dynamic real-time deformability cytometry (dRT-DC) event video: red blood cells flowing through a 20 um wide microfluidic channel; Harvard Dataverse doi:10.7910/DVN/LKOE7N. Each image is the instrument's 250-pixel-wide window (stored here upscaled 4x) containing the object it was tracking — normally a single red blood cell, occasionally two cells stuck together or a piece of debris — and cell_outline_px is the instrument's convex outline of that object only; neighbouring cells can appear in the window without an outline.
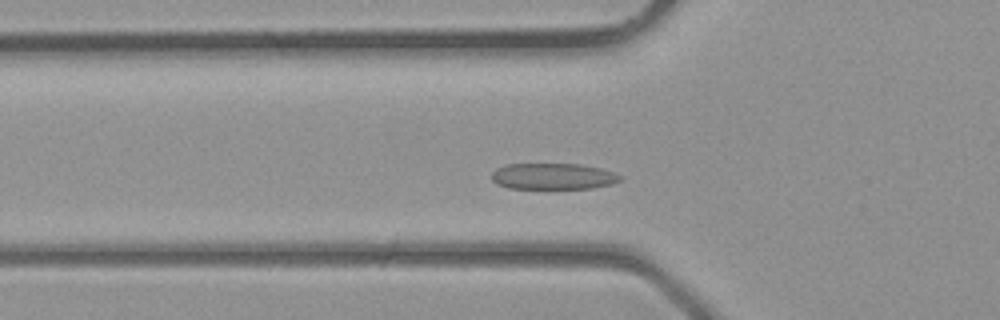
{"species": "common noctule bat (a hibernating species)", "species_latin": "Nyctalus noctula", "temperature_condition": "room temperature", "stored_images_in_passage": 36, "camera_frame_rate_fps": 3000, "um_per_image_px": 0.085, "animal": {"sex": "male", "body_mass_g": 23.1, "forearm_length_mm": 52.7}, "frame": {"image": 1, "passage_image": 9, "time_ms": 2.667, "image_size_px": [1000, 320], "cell_outline_px": [[624, 176], [620, 180], [612, 184], [592, 188], [508, 188], [496, 184], [492, 180], [492, 172], [496, 168], [504, 164], [580, 164], [600, 168]], "centroid_in_image_um": [46.99, 14.98], "position_along_channel_um": 78.8, "area_um2": 19.65}}
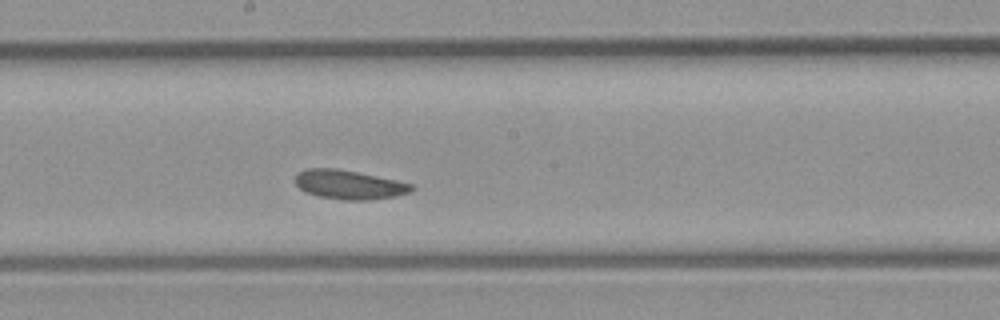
{"frame": {"image": 2, "passage_image": 17, "time_ms": 5.333, "image_size_px": [1000, 320], "cell_outline_px": [[416, 188], [412, 192], [392, 196], [368, 200], [344, 200], [320, 196], [304, 192], [296, 184], [296, 172], [304, 168], [336, 168], [360, 172], [396, 180], [412, 184]], "centroid_in_image_um": [29.66, 15.68], "position_along_channel_um": 218.5, "area_um2": 19.83}}
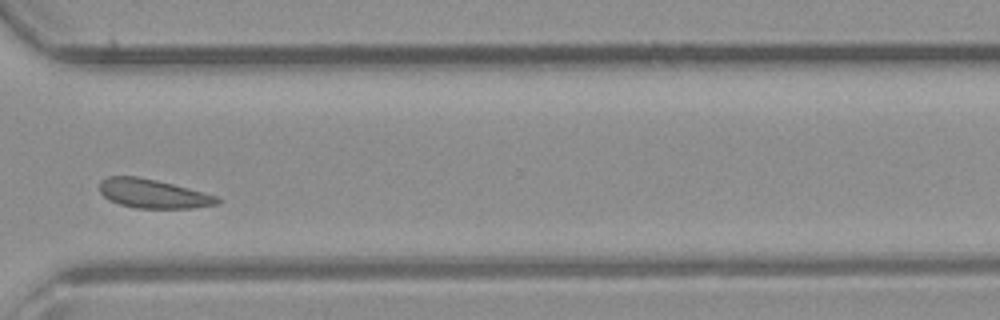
{"frame": {"image": 3, "passage_image": 25, "time_ms": 8.0, "image_size_px": [1000, 320], "cell_outline_px": [[224, 200], [220, 204], [192, 208], [136, 208], [120, 204], [108, 200], [100, 192], [100, 180], [108, 176], [136, 176], [156, 180], [220, 196]], "centroid_in_image_um": [13.06, 16.47], "position_along_channel_um": 357.5, "area_um2": 20.06}}